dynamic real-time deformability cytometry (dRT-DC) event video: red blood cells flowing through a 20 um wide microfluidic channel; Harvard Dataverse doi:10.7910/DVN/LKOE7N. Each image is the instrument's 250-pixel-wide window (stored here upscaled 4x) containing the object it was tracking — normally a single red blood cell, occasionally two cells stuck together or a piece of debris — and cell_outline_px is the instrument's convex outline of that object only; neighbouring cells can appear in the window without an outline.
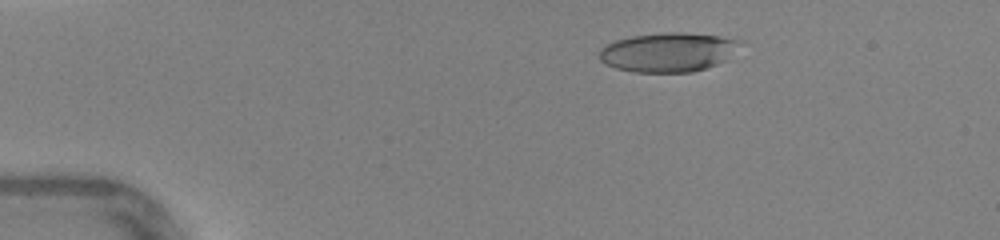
{"species": "human", "species_latin": "Homo sapiens", "temperature_condition": "warm", "stored_images_in_passage": 46, "camera_frame_rate_fps": 3000, "um_per_image_px": 0.085, "donor": {"sex": "female"}, "frame": {"image": 1, "passage_image": 8, "time_ms": 2.333, "image_size_px": [1000, 240], "cell_outline_px": [[744, 40], [724, 60], [716, 64], [692, 72], [632, 72], [616, 68], [604, 64], [600, 60], [600, 48], [604, 44], [616, 40], [632, 36], [668, 32], [680, 32], [716, 36]], "centroid_in_image_um": [56.73, 4.43], "position_along_channel_um": 28.3, "area_um2": 31.91}}
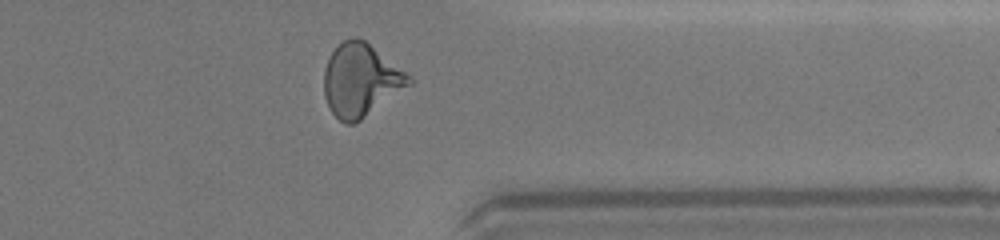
{"frame": {"image": 2, "passage_image": 37, "time_ms": 12.0, "image_size_px": [1000, 240], "cell_outline_px": [[412, 84], [360, 120], [352, 124], [344, 124], [328, 108], [324, 96], [324, 68], [332, 52], [344, 40], [352, 36], [356, 36], [364, 40], [404, 72], [412, 80]], "centroid_in_image_um": [30.62, 6.83], "position_along_channel_um": 380.8, "area_um2": 35.43}}
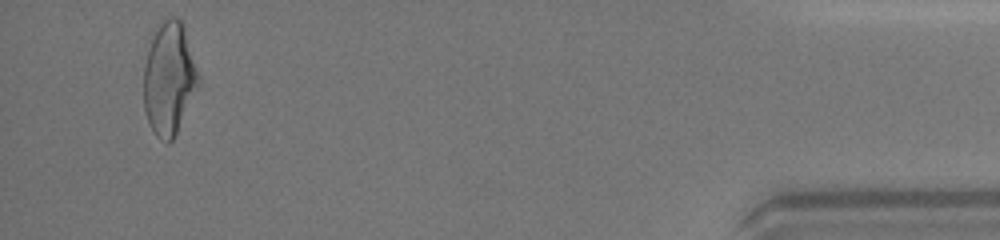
{"frame": {"image": 3, "passage_image": 44, "time_ms": 14.333, "image_size_px": [1000, 240], "cell_outline_px": [[200, 84], [172, 140], [168, 144], [160, 140], [156, 136], [148, 124], [144, 112], [144, 64], [156, 24], [164, 16], [176, 16], [184, 24], [200, 76]], "centroid_in_image_um": [14.37, 6.63], "position_along_channel_um": 420.8, "area_um2": 36.59}, "authors_computed_cell_mechanics": {"area_um2": 33.8708, "velocity_mm_per_s": 4.4182, "shape_relaxation_time_tau1_ms": 3.7659, "shape_relaxation_time_tau2_ms": 1.185, "deformation_change_tau1": 0.1891, "deformation_change_tau2": 0.0994}}